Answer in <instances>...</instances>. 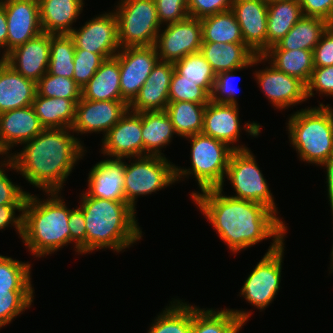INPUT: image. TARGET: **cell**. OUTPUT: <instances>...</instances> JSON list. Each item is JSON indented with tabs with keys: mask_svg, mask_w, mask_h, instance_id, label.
<instances>
[{
	"mask_svg": "<svg viewBox=\"0 0 333 333\" xmlns=\"http://www.w3.org/2000/svg\"><path fill=\"white\" fill-rule=\"evenodd\" d=\"M191 144V168L175 166V180L195 178L201 191L224 188L225 175L234 149L220 140L203 133L185 137Z\"/></svg>",
	"mask_w": 333,
	"mask_h": 333,
	"instance_id": "6",
	"label": "cell"
},
{
	"mask_svg": "<svg viewBox=\"0 0 333 333\" xmlns=\"http://www.w3.org/2000/svg\"><path fill=\"white\" fill-rule=\"evenodd\" d=\"M75 49L100 54L104 59L114 57L121 49L118 39V20L114 11L105 12L86 21L69 34Z\"/></svg>",
	"mask_w": 333,
	"mask_h": 333,
	"instance_id": "12",
	"label": "cell"
},
{
	"mask_svg": "<svg viewBox=\"0 0 333 333\" xmlns=\"http://www.w3.org/2000/svg\"><path fill=\"white\" fill-rule=\"evenodd\" d=\"M3 60L25 78L37 82L48 71L50 34L42 32L10 51Z\"/></svg>",
	"mask_w": 333,
	"mask_h": 333,
	"instance_id": "19",
	"label": "cell"
},
{
	"mask_svg": "<svg viewBox=\"0 0 333 333\" xmlns=\"http://www.w3.org/2000/svg\"><path fill=\"white\" fill-rule=\"evenodd\" d=\"M286 129L299 159L321 166L333 156V108L319 103L290 115Z\"/></svg>",
	"mask_w": 333,
	"mask_h": 333,
	"instance_id": "5",
	"label": "cell"
},
{
	"mask_svg": "<svg viewBox=\"0 0 333 333\" xmlns=\"http://www.w3.org/2000/svg\"><path fill=\"white\" fill-rule=\"evenodd\" d=\"M31 265L0 254V291H34Z\"/></svg>",
	"mask_w": 333,
	"mask_h": 333,
	"instance_id": "39",
	"label": "cell"
},
{
	"mask_svg": "<svg viewBox=\"0 0 333 333\" xmlns=\"http://www.w3.org/2000/svg\"><path fill=\"white\" fill-rule=\"evenodd\" d=\"M79 101L42 97L36 93L32 106L44 129L71 128L75 120L76 104Z\"/></svg>",
	"mask_w": 333,
	"mask_h": 333,
	"instance_id": "31",
	"label": "cell"
},
{
	"mask_svg": "<svg viewBox=\"0 0 333 333\" xmlns=\"http://www.w3.org/2000/svg\"><path fill=\"white\" fill-rule=\"evenodd\" d=\"M176 132L166 111L142 112L144 156L165 157L162 149L169 145Z\"/></svg>",
	"mask_w": 333,
	"mask_h": 333,
	"instance_id": "29",
	"label": "cell"
},
{
	"mask_svg": "<svg viewBox=\"0 0 333 333\" xmlns=\"http://www.w3.org/2000/svg\"><path fill=\"white\" fill-rule=\"evenodd\" d=\"M70 230V244H74V249L78 255H86V227L83 211L80 207L70 210L68 219Z\"/></svg>",
	"mask_w": 333,
	"mask_h": 333,
	"instance_id": "48",
	"label": "cell"
},
{
	"mask_svg": "<svg viewBox=\"0 0 333 333\" xmlns=\"http://www.w3.org/2000/svg\"><path fill=\"white\" fill-rule=\"evenodd\" d=\"M129 109L125 100L94 101L83 99L76 104L75 120L71 127L74 133L105 134L120 120Z\"/></svg>",
	"mask_w": 333,
	"mask_h": 333,
	"instance_id": "15",
	"label": "cell"
},
{
	"mask_svg": "<svg viewBox=\"0 0 333 333\" xmlns=\"http://www.w3.org/2000/svg\"><path fill=\"white\" fill-rule=\"evenodd\" d=\"M261 1H263V2H265V3H271V2H274V1H280V0H261Z\"/></svg>",
	"mask_w": 333,
	"mask_h": 333,
	"instance_id": "56",
	"label": "cell"
},
{
	"mask_svg": "<svg viewBox=\"0 0 333 333\" xmlns=\"http://www.w3.org/2000/svg\"><path fill=\"white\" fill-rule=\"evenodd\" d=\"M233 0H188V15L201 19L231 10Z\"/></svg>",
	"mask_w": 333,
	"mask_h": 333,
	"instance_id": "49",
	"label": "cell"
},
{
	"mask_svg": "<svg viewBox=\"0 0 333 333\" xmlns=\"http://www.w3.org/2000/svg\"><path fill=\"white\" fill-rule=\"evenodd\" d=\"M113 11L121 48L154 45L162 28L155 0H119Z\"/></svg>",
	"mask_w": 333,
	"mask_h": 333,
	"instance_id": "8",
	"label": "cell"
},
{
	"mask_svg": "<svg viewBox=\"0 0 333 333\" xmlns=\"http://www.w3.org/2000/svg\"><path fill=\"white\" fill-rule=\"evenodd\" d=\"M303 16L297 0H280L268 3L267 50L276 45Z\"/></svg>",
	"mask_w": 333,
	"mask_h": 333,
	"instance_id": "32",
	"label": "cell"
},
{
	"mask_svg": "<svg viewBox=\"0 0 333 333\" xmlns=\"http://www.w3.org/2000/svg\"><path fill=\"white\" fill-rule=\"evenodd\" d=\"M253 74L258 87L276 109L285 110L307 101L306 85L273 65L255 70Z\"/></svg>",
	"mask_w": 333,
	"mask_h": 333,
	"instance_id": "16",
	"label": "cell"
},
{
	"mask_svg": "<svg viewBox=\"0 0 333 333\" xmlns=\"http://www.w3.org/2000/svg\"><path fill=\"white\" fill-rule=\"evenodd\" d=\"M101 141V154L104 157L128 159L144 156L142 112L128 109Z\"/></svg>",
	"mask_w": 333,
	"mask_h": 333,
	"instance_id": "14",
	"label": "cell"
},
{
	"mask_svg": "<svg viewBox=\"0 0 333 333\" xmlns=\"http://www.w3.org/2000/svg\"><path fill=\"white\" fill-rule=\"evenodd\" d=\"M225 178L236 192L231 197L261 203L278 213L274 196L251 150H234Z\"/></svg>",
	"mask_w": 333,
	"mask_h": 333,
	"instance_id": "10",
	"label": "cell"
},
{
	"mask_svg": "<svg viewBox=\"0 0 333 333\" xmlns=\"http://www.w3.org/2000/svg\"><path fill=\"white\" fill-rule=\"evenodd\" d=\"M252 311L221 308H200L192 305L190 333H239Z\"/></svg>",
	"mask_w": 333,
	"mask_h": 333,
	"instance_id": "24",
	"label": "cell"
},
{
	"mask_svg": "<svg viewBox=\"0 0 333 333\" xmlns=\"http://www.w3.org/2000/svg\"><path fill=\"white\" fill-rule=\"evenodd\" d=\"M265 62V58L263 56H256L248 65L245 67L232 70V71H224L218 73L215 79L213 93L211 95V100L215 103H226V104H238L236 95L237 94V84L235 82L236 78V71H241L248 67H253L257 64H262Z\"/></svg>",
	"mask_w": 333,
	"mask_h": 333,
	"instance_id": "43",
	"label": "cell"
},
{
	"mask_svg": "<svg viewBox=\"0 0 333 333\" xmlns=\"http://www.w3.org/2000/svg\"><path fill=\"white\" fill-rule=\"evenodd\" d=\"M134 159V160H132ZM125 162L124 192L126 202L136 211L137 198L176 183L175 164L166 157L142 156Z\"/></svg>",
	"mask_w": 333,
	"mask_h": 333,
	"instance_id": "7",
	"label": "cell"
},
{
	"mask_svg": "<svg viewBox=\"0 0 333 333\" xmlns=\"http://www.w3.org/2000/svg\"><path fill=\"white\" fill-rule=\"evenodd\" d=\"M319 96L333 97V65L326 67H314L311 78L306 85L307 100L314 97L316 93Z\"/></svg>",
	"mask_w": 333,
	"mask_h": 333,
	"instance_id": "46",
	"label": "cell"
},
{
	"mask_svg": "<svg viewBox=\"0 0 333 333\" xmlns=\"http://www.w3.org/2000/svg\"><path fill=\"white\" fill-rule=\"evenodd\" d=\"M323 169H326V186H327V197H328V202L331 207V213L333 216V156L327 160L325 163L321 165ZM333 221V217H332Z\"/></svg>",
	"mask_w": 333,
	"mask_h": 333,
	"instance_id": "53",
	"label": "cell"
},
{
	"mask_svg": "<svg viewBox=\"0 0 333 333\" xmlns=\"http://www.w3.org/2000/svg\"><path fill=\"white\" fill-rule=\"evenodd\" d=\"M84 0H39L40 25L43 33L70 34L73 23L83 11Z\"/></svg>",
	"mask_w": 333,
	"mask_h": 333,
	"instance_id": "26",
	"label": "cell"
},
{
	"mask_svg": "<svg viewBox=\"0 0 333 333\" xmlns=\"http://www.w3.org/2000/svg\"><path fill=\"white\" fill-rule=\"evenodd\" d=\"M268 64L277 70L298 78L308 84L314 69L313 51L297 50H267L263 55Z\"/></svg>",
	"mask_w": 333,
	"mask_h": 333,
	"instance_id": "33",
	"label": "cell"
},
{
	"mask_svg": "<svg viewBox=\"0 0 333 333\" xmlns=\"http://www.w3.org/2000/svg\"><path fill=\"white\" fill-rule=\"evenodd\" d=\"M81 97L94 101L124 100L120 90L119 60L115 56L101 63L95 75L81 88Z\"/></svg>",
	"mask_w": 333,
	"mask_h": 333,
	"instance_id": "28",
	"label": "cell"
},
{
	"mask_svg": "<svg viewBox=\"0 0 333 333\" xmlns=\"http://www.w3.org/2000/svg\"><path fill=\"white\" fill-rule=\"evenodd\" d=\"M238 104H206L202 133L228 144L234 150H245L247 146L235 144L239 141L241 126ZM235 143V144H234Z\"/></svg>",
	"mask_w": 333,
	"mask_h": 333,
	"instance_id": "20",
	"label": "cell"
},
{
	"mask_svg": "<svg viewBox=\"0 0 333 333\" xmlns=\"http://www.w3.org/2000/svg\"><path fill=\"white\" fill-rule=\"evenodd\" d=\"M231 11L240 26L244 43L257 55L267 51L268 4L261 0H233Z\"/></svg>",
	"mask_w": 333,
	"mask_h": 333,
	"instance_id": "18",
	"label": "cell"
},
{
	"mask_svg": "<svg viewBox=\"0 0 333 333\" xmlns=\"http://www.w3.org/2000/svg\"><path fill=\"white\" fill-rule=\"evenodd\" d=\"M36 93L35 81L25 78L0 59V113L31 106Z\"/></svg>",
	"mask_w": 333,
	"mask_h": 333,
	"instance_id": "25",
	"label": "cell"
},
{
	"mask_svg": "<svg viewBox=\"0 0 333 333\" xmlns=\"http://www.w3.org/2000/svg\"><path fill=\"white\" fill-rule=\"evenodd\" d=\"M6 0H0V5H2Z\"/></svg>",
	"mask_w": 333,
	"mask_h": 333,
	"instance_id": "57",
	"label": "cell"
},
{
	"mask_svg": "<svg viewBox=\"0 0 333 333\" xmlns=\"http://www.w3.org/2000/svg\"><path fill=\"white\" fill-rule=\"evenodd\" d=\"M284 244V241H272L240 289L239 295L260 312L274 301L280 289Z\"/></svg>",
	"mask_w": 333,
	"mask_h": 333,
	"instance_id": "9",
	"label": "cell"
},
{
	"mask_svg": "<svg viewBox=\"0 0 333 333\" xmlns=\"http://www.w3.org/2000/svg\"><path fill=\"white\" fill-rule=\"evenodd\" d=\"M125 159L109 158L97 162L88 173L90 197L126 202L124 192Z\"/></svg>",
	"mask_w": 333,
	"mask_h": 333,
	"instance_id": "22",
	"label": "cell"
},
{
	"mask_svg": "<svg viewBox=\"0 0 333 333\" xmlns=\"http://www.w3.org/2000/svg\"><path fill=\"white\" fill-rule=\"evenodd\" d=\"M200 53L216 75L241 69L257 56L245 43L202 42Z\"/></svg>",
	"mask_w": 333,
	"mask_h": 333,
	"instance_id": "27",
	"label": "cell"
},
{
	"mask_svg": "<svg viewBox=\"0 0 333 333\" xmlns=\"http://www.w3.org/2000/svg\"><path fill=\"white\" fill-rule=\"evenodd\" d=\"M61 192H46V199L28 193L23 207L22 242L36 258L70 245V208Z\"/></svg>",
	"mask_w": 333,
	"mask_h": 333,
	"instance_id": "4",
	"label": "cell"
},
{
	"mask_svg": "<svg viewBox=\"0 0 333 333\" xmlns=\"http://www.w3.org/2000/svg\"><path fill=\"white\" fill-rule=\"evenodd\" d=\"M179 298L170 301L155 317L147 333H190L192 326V305Z\"/></svg>",
	"mask_w": 333,
	"mask_h": 333,
	"instance_id": "35",
	"label": "cell"
},
{
	"mask_svg": "<svg viewBox=\"0 0 333 333\" xmlns=\"http://www.w3.org/2000/svg\"><path fill=\"white\" fill-rule=\"evenodd\" d=\"M174 65L175 69L183 76V79L194 81L210 96L212 95L217 75L200 52L189 54L176 61Z\"/></svg>",
	"mask_w": 333,
	"mask_h": 333,
	"instance_id": "38",
	"label": "cell"
},
{
	"mask_svg": "<svg viewBox=\"0 0 333 333\" xmlns=\"http://www.w3.org/2000/svg\"><path fill=\"white\" fill-rule=\"evenodd\" d=\"M43 129L32 105L0 113V152L10 154Z\"/></svg>",
	"mask_w": 333,
	"mask_h": 333,
	"instance_id": "21",
	"label": "cell"
},
{
	"mask_svg": "<svg viewBox=\"0 0 333 333\" xmlns=\"http://www.w3.org/2000/svg\"><path fill=\"white\" fill-rule=\"evenodd\" d=\"M7 32L8 25L5 9L2 5H0V50L4 48L2 56L0 57L1 59H3L7 55Z\"/></svg>",
	"mask_w": 333,
	"mask_h": 333,
	"instance_id": "54",
	"label": "cell"
},
{
	"mask_svg": "<svg viewBox=\"0 0 333 333\" xmlns=\"http://www.w3.org/2000/svg\"><path fill=\"white\" fill-rule=\"evenodd\" d=\"M34 291H0V329L29 309Z\"/></svg>",
	"mask_w": 333,
	"mask_h": 333,
	"instance_id": "41",
	"label": "cell"
},
{
	"mask_svg": "<svg viewBox=\"0 0 333 333\" xmlns=\"http://www.w3.org/2000/svg\"><path fill=\"white\" fill-rule=\"evenodd\" d=\"M304 16L318 17L333 25V0H297Z\"/></svg>",
	"mask_w": 333,
	"mask_h": 333,
	"instance_id": "51",
	"label": "cell"
},
{
	"mask_svg": "<svg viewBox=\"0 0 333 333\" xmlns=\"http://www.w3.org/2000/svg\"><path fill=\"white\" fill-rule=\"evenodd\" d=\"M37 94L42 97L81 99V87L74 79L45 73L36 82Z\"/></svg>",
	"mask_w": 333,
	"mask_h": 333,
	"instance_id": "40",
	"label": "cell"
},
{
	"mask_svg": "<svg viewBox=\"0 0 333 333\" xmlns=\"http://www.w3.org/2000/svg\"><path fill=\"white\" fill-rule=\"evenodd\" d=\"M203 42L244 43L240 26L229 10L201 18Z\"/></svg>",
	"mask_w": 333,
	"mask_h": 333,
	"instance_id": "36",
	"label": "cell"
},
{
	"mask_svg": "<svg viewBox=\"0 0 333 333\" xmlns=\"http://www.w3.org/2000/svg\"><path fill=\"white\" fill-rule=\"evenodd\" d=\"M331 24L318 17L302 16L293 28L268 50H314Z\"/></svg>",
	"mask_w": 333,
	"mask_h": 333,
	"instance_id": "30",
	"label": "cell"
},
{
	"mask_svg": "<svg viewBox=\"0 0 333 333\" xmlns=\"http://www.w3.org/2000/svg\"><path fill=\"white\" fill-rule=\"evenodd\" d=\"M23 207L24 205H0V230L5 229L11 224L9 227L14 226L15 231L21 238ZM16 211L19 212L18 216L16 215Z\"/></svg>",
	"mask_w": 333,
	"mask_h": 333,
	"instance_id": "52",
	"label": "cell"
},
{
	"mask_svg": "<svg viewBox=\"0 0 333 333\" xmlns=\"http://www.w3.org/2000/svg\"><path fill=\"white\" fill-rule=\"evenodd\" d=\"M206 104L190 101L169 102L166 112L171 118L176 135L188 137L202 133Z\"/></svg>",
	"mask_w": 333,
	"mask_h": 333,
	"instance_id": "34",
	"label": "cell"
},
{
	"mask_svg": "<svg viewBox=\"0 0 333 333\" xmlns=\"http://www.w3.org/2000/svg\"><path fill=\"white\" fill-rule=\"evenodd\" d=\"M159 23L167 25L187 18L188 0H155Z\"/></svg>",
	"mask_w": 333,
	"mask_h": 333,
	"instance_id": "47",
	"label": "cell"
},
{
	"mask_svg": "<svg viewBox=\"0 0 333 333\" xmlns=\"http://www.w3.org/2000/svg\"><path fill=\"white\" fill-rule=\"evenodd\" d=\"M223 189L193 191L191 198L232 253L263 240L285 241L288 227L267 206L223 194Z\"/></svg>",
	"mask_w": 333,
	"mask_h": 333,
	"instance_id": "1",
	"label": "cell"
},
{
	"mask_svg": "<svg viewBox=\"0 0 333 333\" xmlns=\"http://www.w3.org/2000/svg\"><path fill=\"white\" fill-rule=\"evenodd\" d=\"M2 6L5 9L8 25V54L42 33L39 0H6Z\"/></svg>",
	"mask_w": 333,
	"mask_h": 333,
	"instance_id": "17",
	"label": "cell"
},
{
	"mask_svg": "<svg viewBox=\"0 0 333 333\" xmlns=\"http://www.w3.org/2000/svg\"><path fill=\"white\" fill-rule=\"evenodd\" d=\"M105 59L84 49H75L74 81L82 88L97 72Z\"/></svg>",
	"mask_w": 333,
	"mask_h": 333,
	"instance_id": "45",
	"label": "cell"
},
{
	"mask_svg": "<svg viewBox=\"0 0 333 333\" xmlns=\"http://www.w3.org/2000/svg\"><path fill=\"white\" fill-rule=\"evenodd\" d=\"M0 155L1 158L5 156L0 161V205H24L29 191H24L22 186L13 183L6 174L7 169L15 170L11 154L0 153Z\"/></svg>",
	"mask_w": 333,
	"mask_h": 333,
	"instance_id": "44",
	"label": "cell"
},
{
	"mask_svg": "<svg viewBox=\"0 0 333 333\" xmlns=\"http://www.w3.org/2000/svg\"><path fill=\"white\" fill-rule=\"evenodd\" d=\"M174 70V63L158 61L138 95L129 104V110L136 113L165 111L169 103V88Z\"/></svg>",
	"mask_w": 333,
	"mask_h": 333,
	"instance_id": "23",
	"label": "cell"
},
{
	"mask_svg": "<svg viewBox=\"0 0 333 333\" xmlns=\"http://www.w3.org/2000/svg\"><path fill=\"white\" fill-rule=\"evenodd\" d=\"M314 67L333 65V25L322 34L313 50Z\"/></svg>",
	"mask_w": 333,
	"mask_h": 333,
	"instance_id": "50",
	"label": "cell"
},
{
	"mask_svg": "<svg viewBox=\"0 0 333 333\" xmlns=\"http://www.w3.org/2000/svg\"><path fill=\"white\" fill-rule=\"evenodd\" d=\"M75 43L69 34H50L48 73L73 79Z\"/></svg>",
	"mask_w": 333,
	"mask_h": 333,
	"instance_id": "37",
	"label": "cell"
},
{
	"mask_svg": "<svg viewBox=\"0 0 333 333\" xmlns=\"http://www.w3.org/2000/svg\"><path fill=\"white\" fill-rule=\"evenodd\" d=\"M203 42L201 19L188 16L160 29L154 47L159 61L175 63L185 56L200 52Z\"/></svg>",
	"mask_w": 333,
	"mask_h": 333,
	"instance_id": "11",
	"label": "cell"
},
{
	"mask_svg": "<svg viewBox=\"0 0 333 333\" xmlns=\"http://www.w3.org/2000/svg\"><path fill=\"white\" fill-rule=\"evenodd\" d=\"M120 67L122 98L130 104L159 61L154 45L121 48L115 55Z\"/></svg>",
	"mask_w": 333,
	"mask_h": 333,
	"instance_id": "13",
	"label": "cell"
},
{
	"mask_svg": "<svg viewBox=\"0 0 333 333\" xmlns=\"http://www.w3.org/2000/svg\"><path fill=\"white\" fill-rule=\"evenodd\" d=\"M86 227V254L108 249L120 253L142 239L136 211L127 203L80 195Z\"/></svg>",
	"mask_w": 333,
	"mask_h": 333,
	"instance_id": "3",
	"label": "cell"
},
{
	"mask_svg": "<svg viewBox=\"0 0 333 333\" xmlns=\"http://www.w3.org/2000/svg\"><path fill=\"white\" fill-rule=\"evenodd\" d=\"M190 101L197 104H207L211 96L200 86L183 76L175 69L170 82L169 102Z\"/></svg>",
	"mask_w": 333,
	"mask_h": 333,
	"instance_id": "42",
	"label": "cell"
},
{
	"mask_svg": "<svg viewBox=\"0 0 333 333\" xmlns=\"http://www.w3.org/2000/svg\"><path fill=\"white\" fill-rule=\"evenodd\" d=\"M83 145L80 138L74 137L71 128L43 129L23 143L20 152L11 153L14 171L34 187L45 191L44 195L46 192H61L77 161L86 153Z\"/></svg>",
	"mask_w": 333,
	"mask_h": 333,
	"instance_id": "2",
	"label": "cell"
},
{
	"mask_svg": "<svg viewBox=\"0 0 333 333\" xmlns=\"http://www.w3.org/2000/svg\"><path fill=\"white\" fill-rule=\"evenodd\" d=\"M333 223V222H332ZM331 259H330V261H331V263H330V272L329 273H333V245H332V249H331Z\"/></svg>",
	"mask_w": 333,
	"mask_h": 333,
	"instance_id": "55",
	"label": "cell"
}]
</instances>
